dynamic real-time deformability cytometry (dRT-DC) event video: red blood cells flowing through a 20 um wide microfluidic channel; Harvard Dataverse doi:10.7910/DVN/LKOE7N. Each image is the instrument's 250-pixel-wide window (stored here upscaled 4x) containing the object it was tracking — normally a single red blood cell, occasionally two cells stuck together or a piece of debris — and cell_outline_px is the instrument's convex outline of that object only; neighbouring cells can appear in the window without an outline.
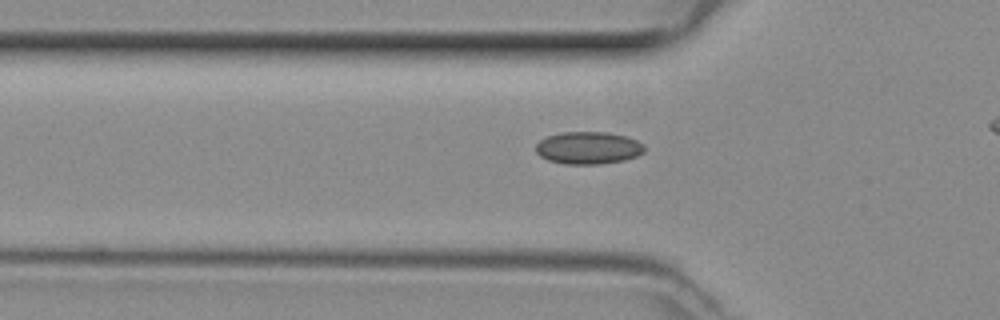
{"species": "common noctule bat (a hibernating species)", "species_latin": "Nyctalus noctula", "temperature_condition": "room temperature", "stored_images_in_passage": 29, "camera_frame_rate_fps": 3000, "um_per_image_px": 0.085, "animal": {"sex": "female", "body_mass_g": 29.2, "forearm_length_mm": 56.3}, "frame": {"image": 1, "passage_image": 5, "time_ms": 1.333, "image_size_px": [1000, 320], "cell_outline_px": [[644, 152], [636, 156], [624, 160], [600, 164], [564, 164], [548, 160], [540, 156], [536, 152], [536, 144], [540, 140], [548, 136], [564, 132], [608, 132], [628, 136], [644, 144]], "centroid_in_image_um": [50.01, 12.57], "position_along_channel_um": 75.8, "area_um2": 20.58}}
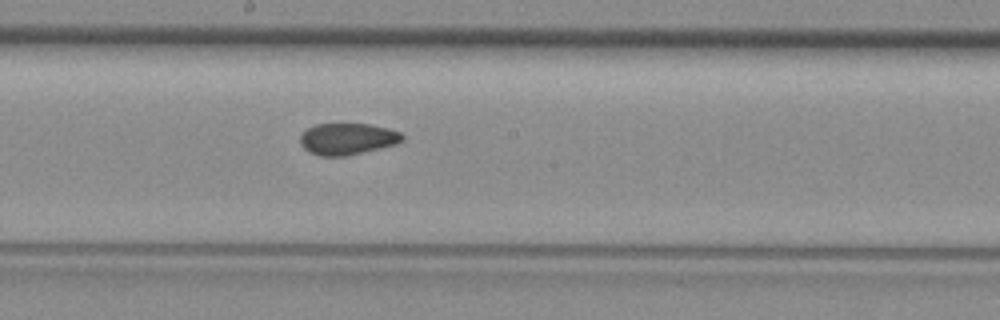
{"frame": {"image": 2, "passage_image": 15, "time_ms": 4.667, "image_size_px": [1000, 320], "cell_outline_px": [[404, 140], [396, 144], [344, 156], [320, 156], [308, 152], [300, 144], [300, 136], [308, 128], [316, 124], [368, 124], [388, 128], [400, 132], [404, 136]], "centroid_in_image_um": [29.52, 11.8], "position_along_channel_um": 218.7, "area_um2": 18.67}}
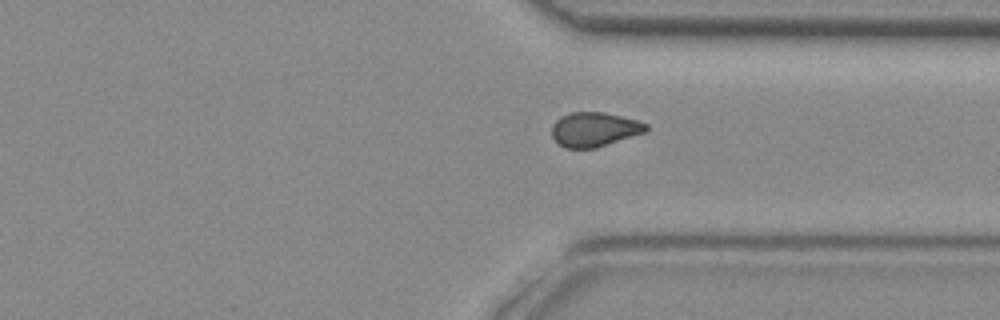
{"frame": {"image": 3, "passage_image": 25, "time_ms": 8.0, "image_size_px": [1000, 320], "cell_outline_px": [[648, 128], [644, 132], [596, 148], [564, 148], [552, 136], [552, 124], [560, 116], [572, 112], [604, 112], [636, 120], [648, 124]], "centroid_in_image_um": [50.49, 10.99], "position_along_channel_um": 360.9, "area_um2": 18.73}}